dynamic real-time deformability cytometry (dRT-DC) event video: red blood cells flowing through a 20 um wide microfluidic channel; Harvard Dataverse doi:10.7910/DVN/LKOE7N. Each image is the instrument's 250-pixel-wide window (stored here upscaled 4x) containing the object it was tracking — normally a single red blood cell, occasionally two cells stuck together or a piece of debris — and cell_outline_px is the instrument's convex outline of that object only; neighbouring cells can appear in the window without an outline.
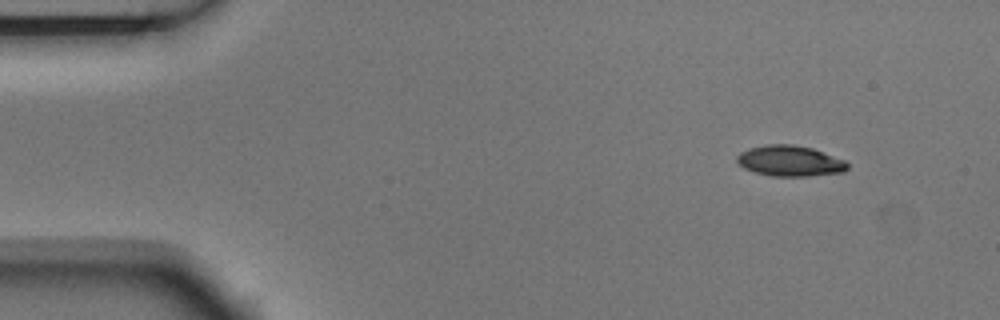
{"species": "Egyptian fruit bat (a non-hibernating species)", "species_latin": "Rousettus aegyptiacus", "temperature_condition": "room temperature", "stored_images_in_passage": 5, "camera_frame_rate_fps": 3000, "um_per_image_px": 0.085, "animal": {"sex": "male"}, "frame": {"image": 1, "passage_image": 1, "time_ms": 0.0, "image_size_px": [1000, 320], "cell_outline_px": [[848, 168], [844, 172], [808, 176], [772, 176], [756, 172], [744, 168], [736, 160], [736, 156], [740, 152], [748, 148], [768, 144], [792, 144], [812, 148], [844, 160], [848, 164]], "centroid_in_image_um": [67.13, 13.67], "position_along_channel_um": 17.9, "area_um2": 19.71}}
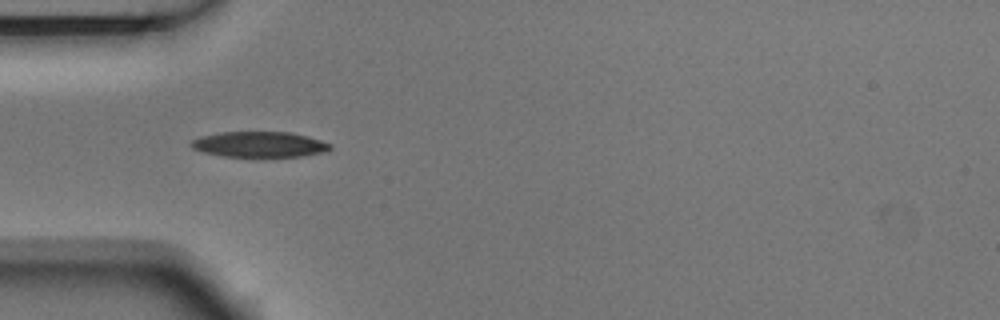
{"frame": {"image": 2, "passage_image": 4, "time_ms": 1.0, "image_size_px": [1000, 320], "cell_outline_px": [[332, 148], [324, 152], [300, 156], [224, 156], [204, 152], [192, 148], [188, 144], [192, 140], [200, 136], [220, 132], [292, 132], [308, 136], [332, 144]], "centroid_in_image_um": [22.04, 12.26], "position_along_channel_um": 63.0, "area_um2": 20.63}}
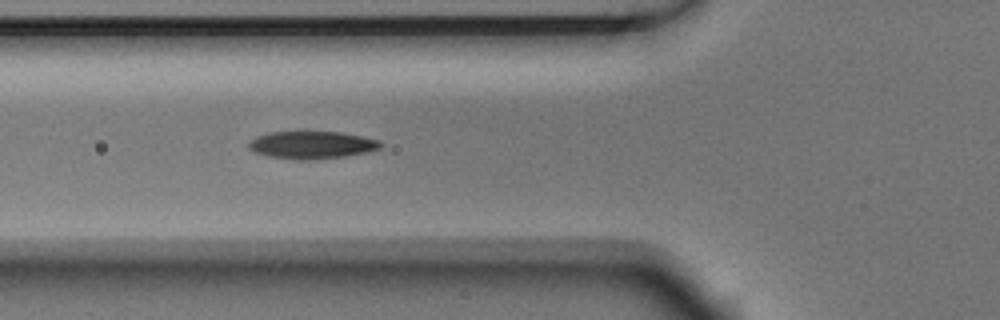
{"frame": {"image": 3, "passage_image": 5, "time_ms": 1.333, "image_size_px": [1000, 320], "cell_outline_px": [[384, 144], [380, 148], [368, 152], [344, 156], [304, 160], [300, 160], [272, 156], [256, 152], [248, 148], [248, 144], [256, 136], [268, 132], [340, 132], [380, 140]], "centroid_in_image_um": [26.54, 12.31], "position_along_channel_um": 99.3, "area_um2": 20.87}}